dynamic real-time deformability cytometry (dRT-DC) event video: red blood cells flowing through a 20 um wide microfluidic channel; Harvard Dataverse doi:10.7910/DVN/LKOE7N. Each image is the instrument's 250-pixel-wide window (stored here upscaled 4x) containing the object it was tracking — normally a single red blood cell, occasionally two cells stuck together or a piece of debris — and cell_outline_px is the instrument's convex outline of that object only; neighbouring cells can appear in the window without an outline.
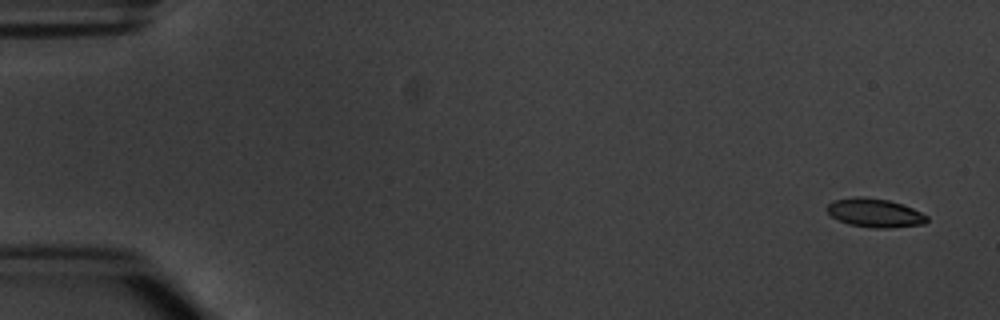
{"species": "common noctule bat (a hibernating species)", "species_latin": "Nyctalus noctula", "temperature_condition": "warm", "stored_images_in_passage": 5, "segment_of_instrument_passage": [1, 2], "camera_frame_rate_fps": 3000, "um_per_image_px": 0.085, "animal": {"sex": "male", "body_mass_g": 20.1, "forearm_length_mm": 53.5}, "frame": {"image": 1, "passage_image": 1, "time_ms": 0.0, "image_size_px": [1000, 320], "cell_outline_px": [[928, 220], [924, 224], [888, 228], [872, 228], [848, 224], [832, 216], [828, 212], [828, 204], [832, 200], [856, 196], [864, 196], [888, 200], [912, 208], [928, 216]], "centroid_in_image_um": [74.35, 18.09], "position_along_channel_um": 10.6, "area_um2": 16.65}}
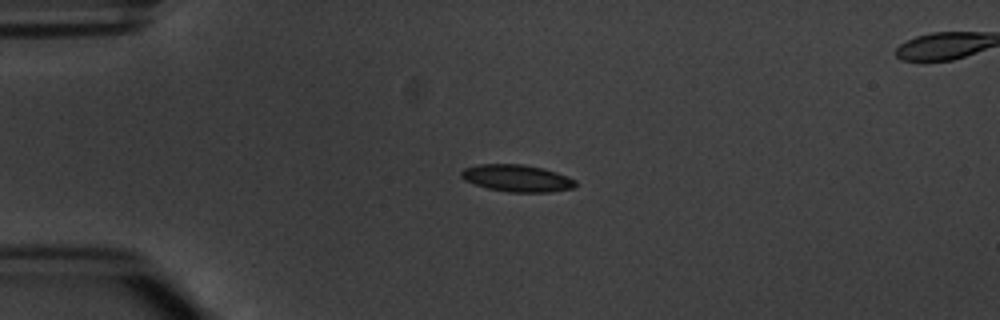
{"frame": {"image": 2, "passage_image": 4, "time_ms": 3.667, "image_size_px": [1000, 320], "cell_outline_px": [[576, 188], [548, 192], [508, 192], [488, 188], [464, 180], [460, 176], [460, 172], [464, 168], [480, 164], [520, 164], [544, 168], [556, 172], [576, 180]], "centroid_in_image_um": [43.95, 15.15], "position_along_channel_um": 41.0, "area_um2": 17.98}}